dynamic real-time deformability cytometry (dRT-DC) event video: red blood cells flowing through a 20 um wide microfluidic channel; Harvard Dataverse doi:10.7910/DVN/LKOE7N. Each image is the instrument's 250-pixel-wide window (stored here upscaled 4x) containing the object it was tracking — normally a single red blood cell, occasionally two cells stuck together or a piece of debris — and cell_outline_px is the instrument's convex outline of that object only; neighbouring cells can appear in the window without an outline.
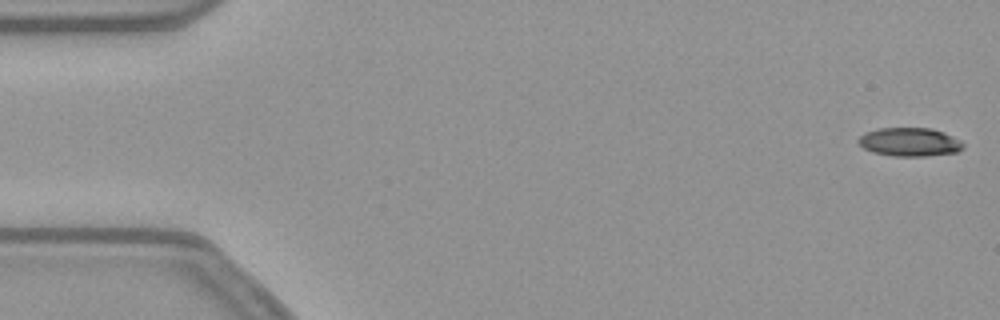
{"species": "common noctule bat (a hibernating species)", "species_latin": "Nyctalus noctula", "temperature_condition": "warm", "stored_images_in_passage": 5, "camera_frame_rate_fps": 3000, "um_per_image_px": 0.085, "animal": {"sex": "female", "body_mass_g": 21.9}, "frame": {"image": 1, "passage_image": 1, "time_ms": 0.0, "image_size_px": [1000, 320], "cell_outline_px": [[964, 148], [956, 152], [928, 156], [892, 156], [872, 152], [864, 148], [856, 140], [864, 132], [876, 128], [932, 128], [944, 132], [960, 140], [964, 144]], "centroid_in_image_um": [77.31, 12.06], "position_along_channel_um": 7.7, "area_um2": 17.63}}